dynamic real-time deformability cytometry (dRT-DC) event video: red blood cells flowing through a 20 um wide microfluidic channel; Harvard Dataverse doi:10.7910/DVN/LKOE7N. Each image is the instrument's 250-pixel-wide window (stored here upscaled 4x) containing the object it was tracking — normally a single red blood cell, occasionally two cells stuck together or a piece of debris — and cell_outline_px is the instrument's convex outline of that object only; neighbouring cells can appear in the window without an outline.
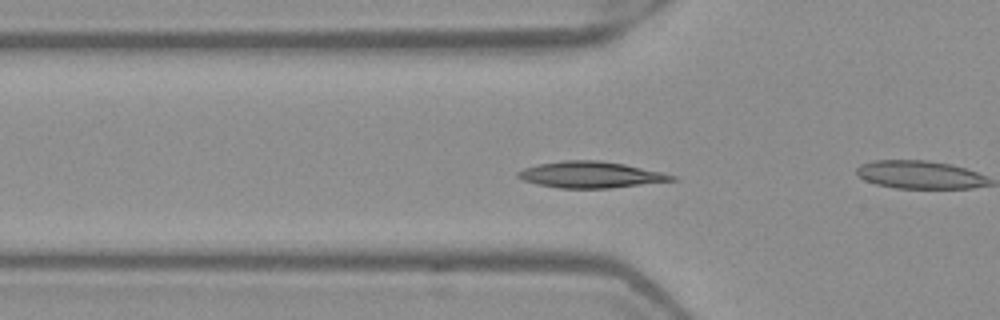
{"species": "Egyptian fruit bat (a non-hibernating species)", "species_latin": "Rousettus aegyptiacus", "temperature_condition": "warm", "stored_images_in_passage": 50, "camera_frame_rate_fps": 3000, "um_per_image_px": 0.085, "frame": {"image": 1, "passage_image": 15, "time_ms": 4.667, "image_size_px": [1000, 320], "cell_outline_px": [[676, 180], [612, 188], [560, 188], [540, 184], [524, 180], [516, 176], [516, 172], [524, 168], [536, 164], [560, 160], [600, 160], [624, 164], [660, 172], [676, 176]], "centroid_in_image_um": [50.17, 14.84], "position_along_channel_um": 75.6, "area_um2": 23.47}}
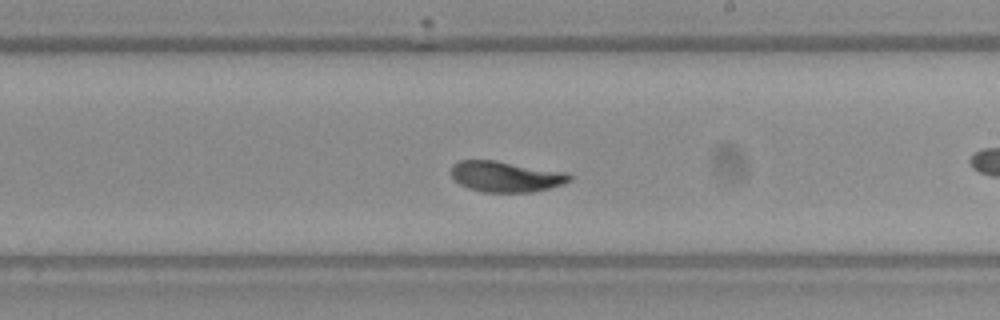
{"frame": {"image": 2, "passage_image": 28, "time_ms": 9.0, "image_size_px": [1000, 320], "cell_outline_px": [[572, 180], [564, 184], [532, 192], [484, 192], [468, 188], [460, 184], [452, 176], [452, 164], [460, 160], [496, 160], [568, 172], [572, 176]], "centroid_in_image_um": [43.03, 15.0], "position_along_channel_um": 246.0, "area_um2": 21.33}}
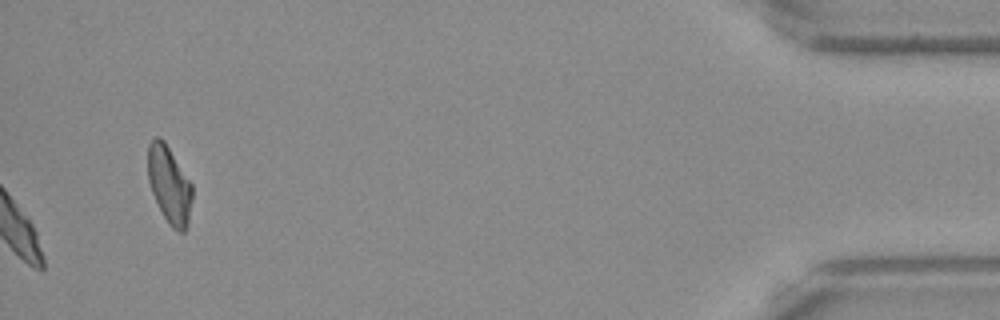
{"frame": {"image": 3, "passage_image": 50, "time_ms": 16.333, "image_size_px": [1000, 320], "cell_outline_px": [[192, 200], [188, 224], [184, 232], [176, 232], [168, 224], [152, 192], [148, 180], [148, 144], [156, 136], [160, 136], [164, 140], [192, 184]], "centroid_in_image_um": [14.4, 15.71], "position_along_channel_um": 420.8, "area_um2": 19.94}, "authors_computed_cell_mechanics": {"area_um2": 21.4149, "velocity_mm_per_s": 3.9313, "shape_relaxation_time_tau1_ms": 2.8074, "shape_relaxation_time_tau2_ms": 1.0479, "deformation_change_tau1": 0.107, "deformation_change_tau2": 0.0509}}